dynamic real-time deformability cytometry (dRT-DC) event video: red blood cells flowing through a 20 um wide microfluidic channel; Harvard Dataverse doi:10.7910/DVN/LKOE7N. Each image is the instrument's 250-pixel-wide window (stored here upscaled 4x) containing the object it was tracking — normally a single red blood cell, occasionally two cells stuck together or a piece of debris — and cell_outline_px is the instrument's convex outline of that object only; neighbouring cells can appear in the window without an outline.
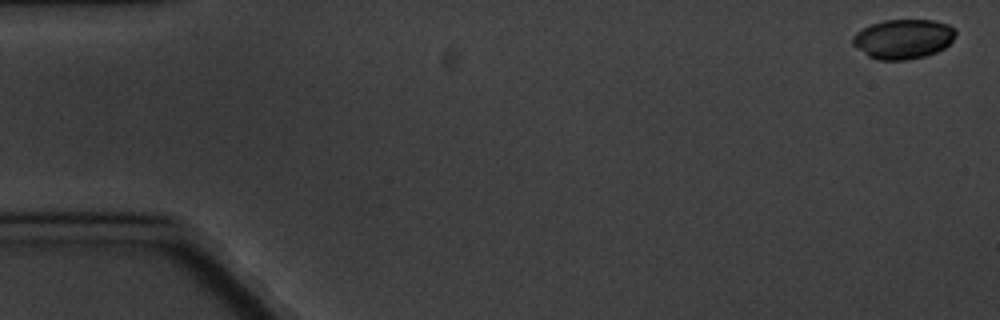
{"species": "common noctule bat (a hibernating species)", "species_latin": "Nyctalus noctula", "temperature_condition": "cold", "stored_images_in_passage": 6, "camera_frame_rate_fps": 3000, "um_per_image_px": 0.085, "animal": {"sex": "male", "body_mass_g": 20.1, "forearm_length_mm": 53.5}, "frame": {"image": 1, "passage_image": 1, "time_ms": 0.0, "image_size_px": [1000, 320], "cell_outline_px": [[956, 32], [952, 40], [944, 48], [936, 52], [924, 56], [908, 60], [876, 60], [868, 56], [852, 44], [852, 36], [856, 32], [872, 24], [884, 20], [936, 20], [948, 24], [956, 28]], "centroid_in_image_um": [76.78, 3.31], "position_along_channel_um": 8.2, "area_um2": 23.81}}
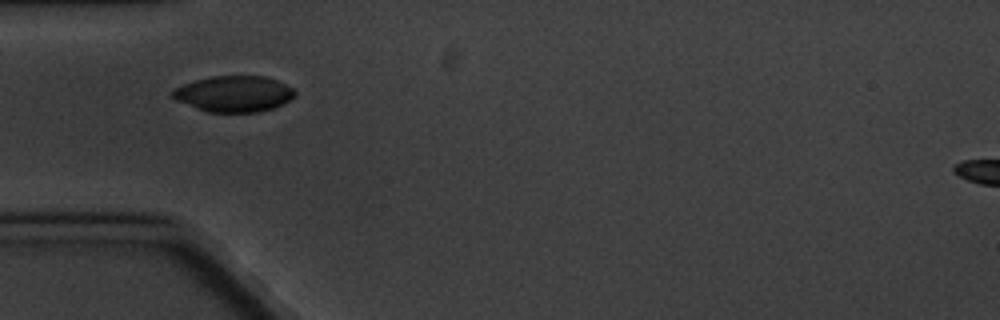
{"frame": {"image": 2, "passage_image": 5, "time_ms": 5.667, "image_size_px": [1000, 320], "cell_outline_px": [[296, 92], [284, 104], [272, 108], [256, 112], [208, 112], [196, 108], [176, 100], [172, 96], [172, 92], [176, 88], [184, 84], [196, 80], [212, 76], [264, 76], [276, 80], [292, 88]], "centroid_in_image_um": [19.88, 7.98], "position_along_channel_um": 65.1, "area_um2": 25.32}}